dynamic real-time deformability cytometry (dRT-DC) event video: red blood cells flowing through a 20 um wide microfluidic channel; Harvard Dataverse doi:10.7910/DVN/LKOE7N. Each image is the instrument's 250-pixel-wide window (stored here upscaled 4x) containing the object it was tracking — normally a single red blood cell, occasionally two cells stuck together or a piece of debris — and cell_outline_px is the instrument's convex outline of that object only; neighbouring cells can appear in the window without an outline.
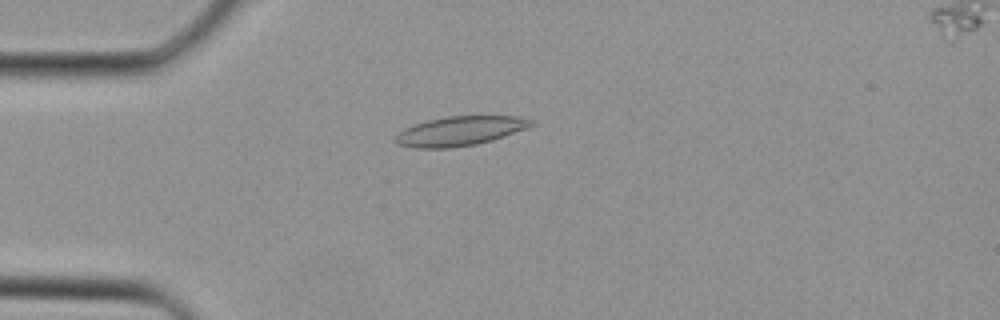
{"species": "Egyptian fruit bat (a non-hibernating species)", "species_latin": "Rousettus aegyptiacus", "temperature_condition": "cold", "stored_images_in_passage": 30, "camera_frame_rate_fps": 3000, "um_per_image_px": 0.085, "animal": {"sex": "female"}, "frame": {"image": 1, "passage_image": 2, "time_ms": 0.333, "image_size_px": [1000, 320], "cell_outline_px": [[536, 124], [504, 136], [492, 140], [476, 144], [448, 148], [416, 148], [400, 144], [392, 140], [404, 128], [428, 120], [448, 116], [516, 116], [536, 120]], "centroid_in_image_um": [39.12, 11.13], "position_along_channel_um": 45.9, "area_um2": 23.06}}
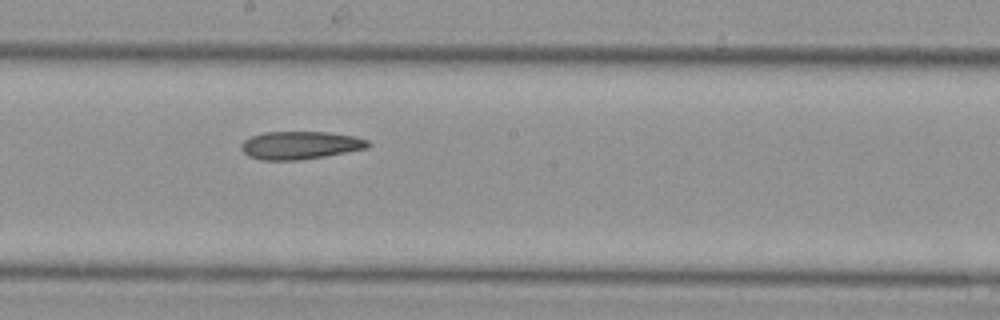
{"frame": {"image": 2, "passage_image": 13, "time_ms": 4.0, "image_size_px": [1000, 320], "cell_outline_px": [[372, 144], [368, 148], [324, 156], [296, 160], [260, 160], [248, 156], [240, 148], [240, 144], [244, 140], [252, 136], [264, 132], [328, 132], [352, 136], [368, 140]], "centroid_in_image_um": [25.5, 12.34], "position_along_channel_um": 222.7, "area_um2": 20.58}}
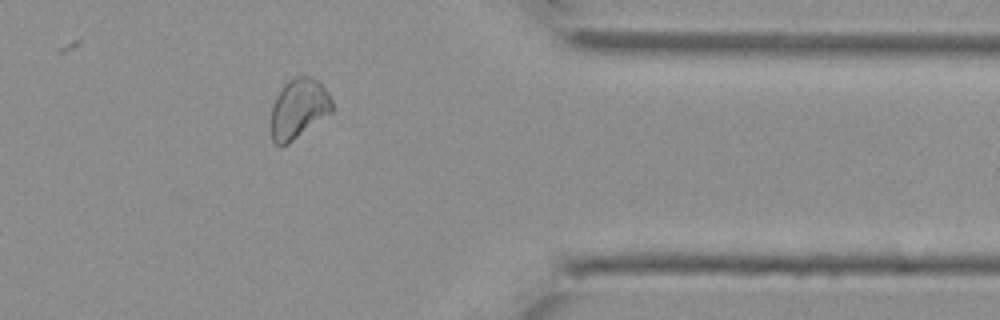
{"frame": {"image": 3, "passage_image": 23, "time_ms": 7.333, "image_size_px": [1000, 320], "cell_outline_px": [[332, 112], [288, 144], [280, 148], [272, 140], [272, 104], [276, 96], [284, 84], [296, 76], [312, 76], [320, 80], [328, 92], [332, 100]], "centroid_in_image_um": [25.4, 9.22], "position_along_channel_um": 386.0, "area_um2": 21.39}}